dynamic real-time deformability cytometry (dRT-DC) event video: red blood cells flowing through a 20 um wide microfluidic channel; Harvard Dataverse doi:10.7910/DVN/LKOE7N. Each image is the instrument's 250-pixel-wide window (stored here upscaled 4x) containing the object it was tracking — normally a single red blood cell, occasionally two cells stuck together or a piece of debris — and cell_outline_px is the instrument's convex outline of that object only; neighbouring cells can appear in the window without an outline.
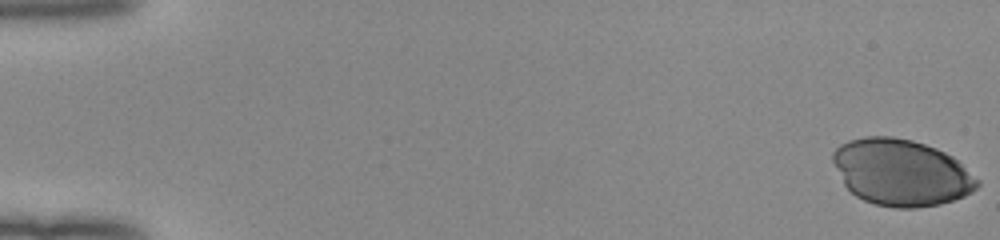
{"species": "human", "species_latin": "Homo sapiens", "temperature_condition": "room temperature", "stored_images_in_passage": 45, "camera_frame_rate_fps": 3000, "um_per_image_px": 0.085, "donor": {"sex": "female"}, "frame": {"image": 1, "passage_image": 1, "time_ms": 0.0, "image_size_px": [1000, 240], "cell_outline_px": [[980, 184], [972, 192], [964, 196], [940, 204], [916, 208], [896, 208], [876, 204], [864, 200], [856, 196], [844, 184], [832, 160], [832, 152], [840, 144], [848, 140], [864, 136], [892, 136], [912, 140], [936, 148], [952, 156], [980, 180]], "centroid_in_image_um": [76.6, 14.65], "position_along_channel_um": 8.4, "area_um2": 55.95}}